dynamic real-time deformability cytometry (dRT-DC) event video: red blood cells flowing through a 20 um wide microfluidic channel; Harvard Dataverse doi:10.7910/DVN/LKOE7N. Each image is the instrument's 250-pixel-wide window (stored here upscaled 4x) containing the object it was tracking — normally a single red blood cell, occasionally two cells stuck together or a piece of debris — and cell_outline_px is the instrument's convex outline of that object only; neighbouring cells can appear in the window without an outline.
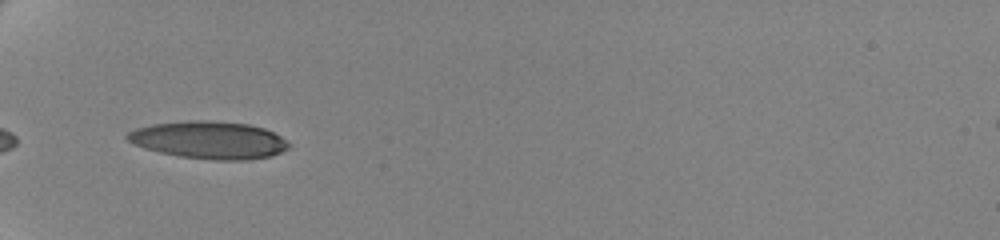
{"species": "human", "species_latin": "Homo sapiens", "temperature_condition": "cold", "stored_images_in_passage": 26, "camera_frame_rate_fps": 3000, "um_per_image_px": 0.085, "donor": {"sex": "female"}, "frame": {"image": 1, "passage_image": 1, "time_ms": 0.0, "image_size_px": [1000, 240], "cell_outline_px": [[292, 144], [288, 148], [272, 156], [244, 160], [216, 160], [180, 156], [160, 152], [144, 148], [128, 140], [124, 136], [128, 132], [136, 128], [152, 124], [188, 120], [208, 120], [248, 124], [264, 128], [280, 136]], "centroid_in_image_um": [17.78, 11.89], "position_along_channel_um": 67.2, "area_um2": 35.2}}